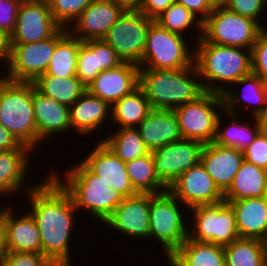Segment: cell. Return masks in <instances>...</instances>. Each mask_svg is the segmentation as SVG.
<instances>
[{"mask_svg":"<svg viewBox=\"0 0 267 266\" xmlns=\"http://www.w3.org/2000/svg\"><path fill=\"white\" fill-rule=\"evenodd\" d=\"M44 177L24 197L29 199V212L39 228L42 254L55 266H71L69 248L73 247L69 246L78 210L71 195L51 174Z\"/></svg>","mask_w":267,"mask_h":266,"instance_id":"1","label":"cell"},{"mask_svg":"<svg viewBox=\"0 0 267 266\" xmlns=\"http://www.w3.org/2000/svg\"><path fill=\"white\" fill-rule=\"evenodd\" d=\"M194 49V64L205 91L222 95L232 84L252 73L250 49L213 44L202 37Z\"/></svg>","mask_w":267,"mask_h":266,"instance_id":"2","label":"cell"},{"mask_svg":"<svg viewBox=\"0 0 267 266\" xmlns=\"http://www.w3.org/2000/svg\"><path fill=\"white\" fill-rule=\"evenodd\" d=\"M199 79L195 64L178 70L140 68L139 86L144 90L152 109L174 110L196 100L205 92Z\"/></svg>","mask_w":267,"mask_h":266,"instance_id":"3","label":"cell"},{"mask_svg":"<svg viewBox=\"0 0 267 266\" xmlns=\"http://www.w3.org/2000/svg\"><path fill=\"white\" fill-rule=\"evenodd\" d=\"M69 168L62 178L57 170L49 173L71 195L79 212L86 210L83 212L92 214L98 222L100 220L104 223L125 197L91 172L81 161Z\"/></svg>","mask_w":267,"mask_h":266,"instance_id":"4","label":"cell"},{"mask_svg":"<svg viewBox=\"0 0 267 266\" xmlns=\"http://www.w3.org/2000/svg\"><path fill=\"white\" fill-rule=\"evenodd\" d=\"M0 124L22 144L36 150L39 136L33 111V83L0 75Z\"/></svg>","mask_w":267,"mask_h":266,"instance_id":"5","label":"cell"},{"mask_svg":"<svg viewBox=\"0 0 267 266\" xmlns=\"http://www.w3.org/2000/svg\"><path fill=\"white\" fill-rule=\"evenodd\" d=\"M182 205L186 207L168 190L149 194V240L154 238L160 243L166 258L171 257L188 238L186 226L190 222L186 221L187 214Z\"/></svg>","mask_w":267,"mask_h":266,"instance_id":"6","label":"cell"},{"mask_svg":"<svg viewBox=\"0 0 267 266\" xmlns=\"http://www.w3.org/2000/svg\"><path fill=\"white\" fill-rule=\"evenodd\" d=\"M187 41V38L170 32L153 21L147 31L146 46L139 67L167 70L192 67L194 44L190 49L192 45H188Z\"/></svg>","mask_w":267,"mask_h":266,"instance_id":"7","label":"cell"},{"mask_svg":"<svg viewBox=\"0 0 267 266\" xmlns=\"http://www.w3.org/2000/svg\"><path fill=\"white\" fill-rule=\"evenodd\" d=\"M68 33L61 28L54 36L33 43H10V53L4 63L2 77L13 82H33L46 73L56 44ZM6 73V74H5Z\"/></svg>","mask_w":267,"mask_h":266,"instance_id":"8","label":"cell"},{"mask_svg":"<svg viewBox=\"0 0 267 266\" xmlns=\"http://www.w3.org/2000/svg\"><path fill=\"white\" fill-rule=\"evenodd\" d=\"M263 29L253 19L243 17L227 8H216L202 23V38L213 44L251 50Z\"/></svg>","mask_w":267,"mask_h":266,"instance_id":"9","label":"cell"},{"mask_svg":"<svg viewBox=\"0 0 267 266\" xmlns=\"http://www.w3.org/2000/svg\"><path fill=\"white\" fill-rule=\"evenodd\" d=\"M192 216V227H188V238L199 242H210L226 246L239 239L235 215L226 202L199 205L188 209Z\"/></svg>","mask_w":267,"mask_h":266,"instance_id":"10","label":"cell"},{"mask_svg":"<svg viewBox=\"0 0 267 266\" xmlns=\"http://www.w3.org/2000/svg\"><path fill=\"white\" fill-rule=\"evenodd\" d=\"M223 109V96L208 91L196 100L176 107L174 112L182 138L198 140L204 144L213 142L217 119Z\"/></svg>","mask_w":267,"mask_h":266,"instance_id":"11","label":"cell"},{"mask_svg":"<svg viewBox=\"0 0 267 266\" xmlns=\"http://www.w3.org/2000/svg\"><path fill=\"white\" fill-rule=\"evenodd\" d=\"M153 21L139 10H125L103 40L116 51L123 62L140 65L147 31Z\"/></svg>","mask_w":267,"mask_h":266,"instance_id":"12","label":"cell"},{"mask_svg":"<svg viewBox=\"0 0 267 266\" xmlns=\"http://www.w3.org/2000/svg\"><path fill=\"white\" fill-rule=\"evenodd\" d=\"M204 145L182 138L152 151L155 173L161 182L169 188L182 173L199 164Z\"/></svg>","mask_w":267,"mask_h":266,"instance_id":"13","label":"cell"},{"mask_svg":"<svg viewBox=\"0 0 267 266\" xmlns=\"http://www.w3.org/2000/svg\"><path fill=\"white\" fill-rule=\"evenodd\" d=\"M62 27L51 14L47 0H23L10 43H33L54 36Z\"/></svg>","mask_w":267,"mask_h":266,"instance_id":"14","label":"cell"},{"mask_svg":"<svg viewBox=\"0 0 267 266\" xmlns=\"http://www.w3.org/2000/svg\"><path fill=\"white\" fill-rule=\"evenodd\" d=\"M168 191L186 206V211L199 205H213L224 201L223 193L201 162L182 173Z\"/></svg>","mask_w":267,"mask_h":266,"instance_id":"15","label":"cell"},{"mask_svg":"<svg viewBox=\"0 0 267 266\" xmlns=\"http://www.w3.org/2000/svg\"><path fill=\"white\" fill-rule=\"evenodd\" d=\"M103 224L121 232L124 238L149 240V194L125 198Z\"/></svg>","mask_w":267,"mask_h":266,"instance_id":"16","label":"cell"},{"mask_svg":"<svg viewBox=\"0 0 267 266\" xmlns=\"http://www.w3.org/2000/svg\"><path fill=\"white\" fill-rule=\"evenodd\" d=\"M92 147L81 162L94 174L101 177L103 181L111 185L115 190L127 197L136 196L138 193L131 185L126 170V162H123L118 156L111 152L101 141L94 142Z\"/></svg>","mask_w":267,"mask_h":266,"instance_id":"17","label":"cell"},{"mask_svg":"<svg viewBox=\"0 0 267 266\" xmlns=\"http://www.w3.org/2000/svg\"><path fill=\"white\" fill-rule=\"evenodd\" d=\"M124 11L111 0H94L69 26L68 32L82 42L103 39Z\"/></svg>","mask_w":267,"mask_h":266,"instance_id":"18","label":"cell"},{"mask_svg":"<svg viewBox=\"0 0 267 266\" xmlns=\"http://www.w3.org/2000/svg\"><path fill=\"white\" fill-rule=\"evenodd\" d=\"M139 82V65L124 62L116 68L102 71L87 86V91L113 106L122 97L138 88Z\"/></svg>","mask_w":267,"mask_h":266,"instance_id":"19","label":"cell"},{"mask_svg":"<svg viewBox=\"0 0 267 266\" xmlns=\"http://www.w3.org/2000/svg\"><path fill=\"white\" fill-rule=\"evenodd\" d=\"M243 160V151L211 142L204 145L200 162L216 186L224 193L231 185Z\"/></svg>","mask_w":267,"mask_h":266,"instance_id":"20","label":"cell"},{"mask_svg":"<svg viewBox=\"0 0 267 266\" xmlns=\"http://www.w3.org/2000/svg\"><path fill=\"white\" fill-rule=\"evenodd\" d=\"M123 60L103 39L81 43L77 59V78L87 87L102 71L120 66Z\"/></svg>","mask_w":267,"mask_h":266,"instance_id":"21","label":"cell"},{"mask_svg":"<svg viewBox=\"0 0 267 266\" xmlns=\"http://www.w3.org/2000/svg\"><path fill=\"white\" fill-rule=\"evenodd\" d=\"M30 152L34 153L26 145H22L18 149L0 152V197L8 195L10 198L19 193L20 189L25 190V188L26 192L24 191V193L26 194L37 185L34 183L35 185L27 186L28 184L24 182L26 175L28 176V170L32 169L29 168L32 160Z\"/></svg>","mask_w":267,"mask_h":266,"instance_id":"22","label":"cell"},{"mask_svg":"<svg viewBox=\"0 0 267 266\" xmlns=\"http://www.w3.org/2000/svg\"><path fill=\"white\" fill-rule=\"evenodd\" d=\"M33 111L39 144L52 135L68 133L71 130L70 107L42 95L33 84Z\"/></svg>","mask_w":267,"mask_h":266,"instance_id":"23","label":"cell"},{"mask_svg":"<svg viewBox=\"0 0 267 266\" xmlns=\"http://www.w3.org/2000/svg\"><path fill=\"white\" fill-rule=\"evenodd\" d=\"M13 206L5 207V234L7 252L42 254L41 238L35 218L28 211L15 217Z\"/></svg>","mask_w":267,"mask_h":266,"instance_id":"24","label":"cell"},{"mask_svg":"<svg viewBox=\"0 0 267 266\" xmlns=\"http://www.w3.org/2000/svg\"><path fill=\"white\" fill-rule=\"evenodd\" d=\"M233 209L240 238L267 243V197L224 200Z\"/></svg>","mask_w":267,"mask_h":266,"instance_id":"25","label":"cell"},{"mask_svg":"<svg viewBox=\"0 0 267 266\" xmlns=\"http://www.w3.org/2000/svg\"><path fill=\"white\" fill-rule=\"evenodd\" d=\"M105 121L107 126L111 124V106L87 90L70 107L71 131H76V135L87 137L105 126Z\"/></svg>","mask_w":267,"mask_h":266,"instance_id":"26","label":"cell"},{"mask_svg":"<svg viewBox=\"0 0 267 266\" xmlns=\"http://www.w3.org/2000/svg\"><path fill=\"white\" fill-rule=\"evenodd\" d=\"M237 84V85H235ZM234 86H242L239 93L236 90L228 89L222 94L224 100V110L233 114H239V107L249 110L251 107L252 117H257L267 109V82L259 76L251 73L241 78L233 84ZM241 102V103H240ZM242 106H241V105ZM238 105V108H237ZM254 105V106H252ZM246 107V108H245Z\"/></svg>","mask_w":267,"mask_h":266,"instance_id":"27","label":"cell"},{"mask_svg":"<svg viewBox=\"0 0 267 266\" xmlns=\"http://www.w3.org/2000/svg\"><path fill=\"white\" fill-rule=\"evenodd\" d=\"M137 129L150 152L182 139L174 110L153 109Z\"/></svg>","mask_w":267,"mask_h":266,"instance_id":"28","label":"cell"},{"mask_svg":"<svg viewBox=\"0 0 267 266\" xmlns=\"http://www.w3.org/2000/svg\"><path fill=\"white\" fill-rule=\"evenodd\" d=\"M267 195V170L243 160L231 185L223 193L224 200H242Z\"/></svg>","mask_w":267,"mask_h":266,"instance_id":"29","label":"cell"},{"mask_svg":"<svg viewBox=\"0 0 267 266\" xmlns=\"http://www.w3.org/2000/svg\"><path fill=\"white\" fill-rule=\"evenodd\" d=\"M223 114L226 116V118H230H227L229 121H231L227 126H224L225 123H223V120L225 119H222ZM238 117V114L227 112L224 109L221 111V115L219 114L217 119L216 135L213 143L225 147H233L241 151H244L250 144L253 143L260 133L259 124L256 117H251L255 123H253V126L250 124V121H248L249 124L248 122L246 124V122H243L244 120L241 121L240 117Z\"/></svg>","mask_w":267,"mask_h":266,"instance_id":"30","label":"cell"},{"mask_svg":"<svg viewBox=\"0 0 267 266\" xmlns=\"http://www.w3.org/2000/svg\"><path fill=\"white\" fill-rule=\"evenodd\" d=\"M144 90L139 86L111 106V123L113 128H137L152 111ZM117 126H116V125Z\"/></svg>","mask_w":267,"mask_h":266,"instance_id":"31","label":"cell"},{"mask_svg":"<svg viewBox=\"0 0 267 266\" xmlns=\"http://www.w3.org/2000/svg\"><path fill=\"white\" fill-rule=\"evenodd\" d=\"M179 266H226L224 246L187 238L171 256Z\"/></svg>","mask_w":267,"mask_h":266,"instance_id":"32","label":"cell"},{"mask_svg":"<svg viewBox=\"0 0 267 266\" xmlns=\"http://www.w3.org/2000/svg\"><path fill=\"white\" fill-rule=\"evenodd\" d=\"M32 83L35 89L42 95L68 107H71L87 90V87L77 76L62 78L44 73L38 76Z\"/></svg>","mask_w":267,"mask_h":266,"instance_id":"33","label":"cell"},{"mask_svg":"<svg viewBox=\"0 0 267 266\" xmlns=\"http://www.w3.org/2000/svg\"><path fill=\"white\" fill-rule=\"evenodd\" d=\"M126 170L132 187L139 194H159L168 190L155 173L152 152L126 162Z\"/></svg>","mask_w":267,"mask_h":266,"instance_id":"34","label":"cell"},{"mask_svg":"<svg viewBox=\"0 0 267 266\" xmlns=\"http://www.w3.org/2000/svg\"><path fill=\"white\" fill-rule=\"evenodd\" d=\"M226 266H267V243L239 238L224 246Z\"/></svg>","mask_w":267,"mask_h":266,"instance_id":"35","label":"cell"},{"mask_svg":"<svg viewBox=\"0 0 267 266\" xmlns=\"http://www.w3.org/2000/svg\"><path fill=\"white\" fill-rule=\"evenodd\" d=\"M108 137L102 138L107 148L123 162H128L149 154L137 128H120Z\"/></svg>","mask_w":267,"mask_h":266,"instance_id":"36","label":"cell"},{"mask_svg":"<svg viewBox=\"0 0 267 266\" xmlns=\"http://www.w3.org/2000/svg\"><path fill=\"white\" fill-rule=\"evenodd\" d=\"M82 41L69 32L56 44L46 73L56 77L76 76L79 47Z\"/></svg>","mask_w":267,"mask_h":266,"instance_id":"37","label":"cell"},{"mask_svg":"<svg viewBox=\"0 0 267 266\" xmlns=\"http://www.w3.org/2000/svg\"><path fill=\"white\" fill-rule=\"evenodd\" d=\"M154 21L162 28L186 37L185 31L195 27L198 30L194 36V43L202 37V21L183 5L173 3L164 12H162ZM185 35V36H184Z\"/></svg>","mask_w":267,"mask_h":266,"instance_id":"38","label":"cell"},{"mask_svg":"<svg viewBox=\"0 0 267 266\" xmlns=\"http://www.w3.org/2000/svg\"><path fill=\"white\" fill-rule=\"evenodd\" d=\"M94 0H47L51 14L62 28H69Z\"/></svg>","mask_w":267,"mask_h":266,"instance_id":"39","label":"cell"},{"mask_svg":"<svg viewBox=\"0 0 267 266\" xmlns=\"http://www.w3.org/2000/svg\"><path fill=\"white\" fill-rule=\"evenodd\" d=\"M226 8L243 17L253 19L263 28H267L263 23H260L263 21L262 16L267 9V0H231Z\"/></svg>","mask_w":267,"mask_h":266,"instance_id":"40","label":"cell"},{"mask_svg":"<svg viewBox=\"0 0 267 266\" xmlns=\"http://www.w3.org/2000/svg\"><path fill=\"white\" fill-rule=\"evenodd\" d=\"M252 73L267 82V28L257 37L251 49Z\"/></svg>","mask_w":267,"mask_h":266,"instance_id":"41","label":"cell"},{"mask_svg":"<svg viewBox=\"0 0 267 266\" xmlns=\"http://www.w3.org/2000/svg\"><path fill=\"white\" fill-rule=\"evenodd\" d=\"M1 266H55L46 256L28 252H7Z\"/></svg>","mask_w":267,"mask_h":266,"instance_id":"42","label":"cell"},{"mask_svg":"<svg viewBox=\"0 0 267 266\" xmlns=\"http://www.w3.org/2000/svg\"><path fill=\"white\" fill-rule=\"evenodd\" d=\"M243 154L245 160L267 170V137L259 133Z\"/></svg>","mask_w":267,"mask_h":266,"instance_id":"43","label":"cell"},{"mask_svg":"<svg viewBox=\"0 0 267 266\" xmlns=\"http://www.w3.org/2000/svg\"><path fill=\"white\" fill-rule=\"evenodd\" d=\"M23 0H0V28L9 35L14 31Z\"/></svg>","mask_w":267,"mask_h":266,"instance_id":"44","label":"cell"},{"mask_svg":"<svg viewBox=\"0 0 267 266\" xmlns=\"http://www.w3.org/2000/svg\"><path fill=\"white\" fill-rule=\"evenodd\" d=\"M175 3L183 5L195 14L202 22L213 11L209 0H174Z\"/></svg>","mask_w":267,"mask_h":266,"instance_id":"45","label":"cell"},{"mask_svg":"<svg viewBox=\"0 0 267 266\" xmlns=\"http://www.w3.org/2000/svg\"><path fill=\"white\" fill-rule=\"evenodd\" d=\"M173 3L174 0H142L138 10L154 20Z\"/></svg>","mask_w":267,"mask_h":266,"instance_id":"46","label":"cell"},{"mask_svg":"<svg viewBox=\"0 0 267 266\" xmlns=\"http://www.w3.org/2000/svg\"><path fill=\"white\" fill-rule=\"evenodd\" d=\"M22 144L0 124V152L18 149Z\"/></svg>","mask_w":267,"mask_h":266,"instance_id":"47","label":"cell"},{"mask_svg":"<svg viewBox=\"0 0 267 266\" xmlns=\"http://www.w3.org/2000/svg\"><path fill=\"white\" fill-rule=\"evenodd\" d=\"M10 53V35L0 28V68L7 61Z\"/></svg>","mask_w":267,"mask_h":266,"instance_id":"48","label":"cell"},{"mask_svg":"<svg viewBox=\"0 0 267 266\" xmlns=\"http://www.w3.org/2000/svg\"><path fill=\"white\" fill-rule=\"evenodd\" d=\"M7 253L5 234V206L0 205V265L4 255Z\"/></svg>","mask_w":267,"mask_h":266,"instance_id":"49","label":"cell"},{"mask_svg":"<svg viewBox=\"0 0 267 266\" xmlns=\"http://www.w3.org/2000/svg\"><path fill=\"white\" fill-rule=\"evenodd\" d=\"M124 10H138L142 0H111Z\"/></svg>","mask_w":267,"mask_h":266,"instance_id":"50","label":"cell"},{"mask_svg":"<svg viewBox=\"0 0 267 266\" xmlns=\"http://www.w3.org/2000/svg\"><path fill=\"white\" fill-rule=\"evenodd\" d=\"M260 133L267 137V109L256 117Z\"/></svg>","mask_w":267,"mask_h":266,"instance_id":"51","label":"cell"},{"mask_svg":"<svg viewBox=\"0 0 267 266\" xmlns=\"http://www.w3.org/2000/svg\"><path fill=\"white\" fill-rule=\"evenodd\" d=\"M209 1L211 4V7L213 9H216V8H226L229 5L231 0H209Z\"/></svg>","mask_w":267,"mask_h":266,"instance_id":"52","label":"cell"},{"mask_svg":"<svg viewBox=\"0 0 267 266\" xmlns=\"http://www.w3.org/2000/svg\"><path fill=\"white\" fill-rule=\"evenodd\" d=\"M166 261L168 266H179L171 257H167Z\"/></svg>","mask_w":267,"mask_h":266,"instance_id":"53","label":"cell"}]
</instances>
